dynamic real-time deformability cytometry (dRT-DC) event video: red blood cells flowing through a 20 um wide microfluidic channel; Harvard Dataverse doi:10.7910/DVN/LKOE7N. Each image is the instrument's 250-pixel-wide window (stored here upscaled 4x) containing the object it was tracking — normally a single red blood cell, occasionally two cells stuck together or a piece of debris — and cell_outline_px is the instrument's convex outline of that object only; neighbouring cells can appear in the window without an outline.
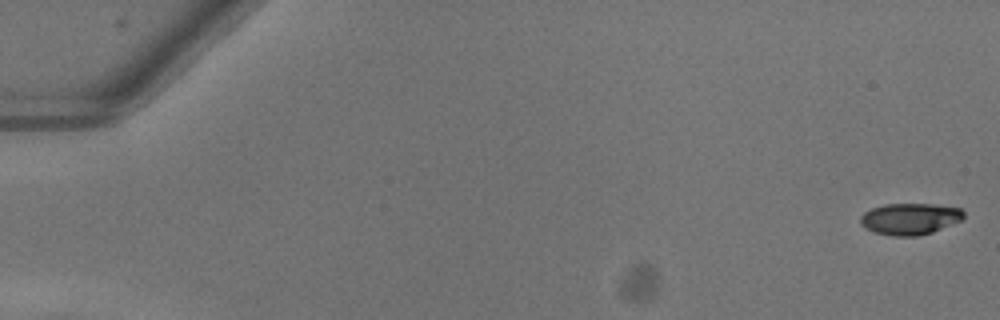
{"species": "common noctule bat (a hibernating species)", "species_latin": "Nyctalus noctula", "temperature_condition": "warm", "stored_images_in_passage": 15, "camera_frame_rate_fps": 3000, "um_per_image_px": 0.085, "animal": {"sex": "female"}, "frame": {"image": 1, "passage_image": 1, "time_ms": 0.0, "image_size_px": [1000, 320], "cell_outline_px": [[964, 216], [960, 220], [932, 232], [920, 236], [892, 236], [872, 232], [864, 228], [860, 224], [860, 216], [864, 212], [872, 208], [884, 204], [932, 204], [960, 208], [964, 212]], "centroid_in_image_um": [77.29, 18.61], "position_along_channel_um": 7.7, "area_um2": 19.02}}
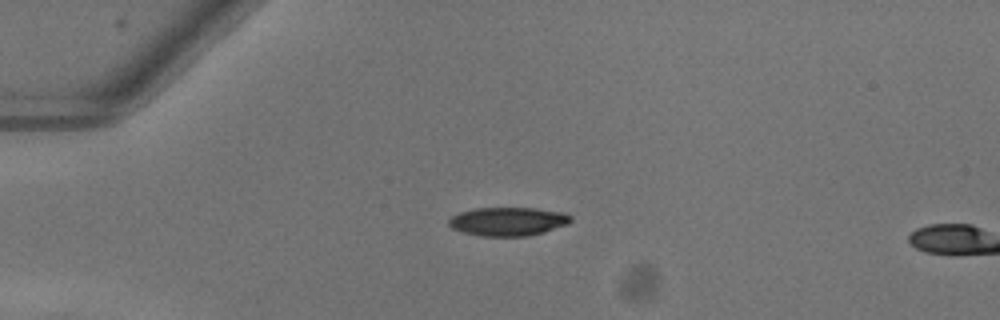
{"frame": {"image": 2, "passage_image": 14, "time_ms": 4.333, "image_size_px": [1000, 320], "cell_outline_px": [[572, 220], [568, 224], [544, 232], [528, 236], [480, 236], [464, 232], [452, 228], [448, 224], [448, 220], [452, 216], [460, 212], [476, 208], [536, 208], [564, 212], [572, 216]], "centroid_in_image_um": [43.2, 18.82], "position_along_channel_um": 41.8, "area_um2": 20.4}}